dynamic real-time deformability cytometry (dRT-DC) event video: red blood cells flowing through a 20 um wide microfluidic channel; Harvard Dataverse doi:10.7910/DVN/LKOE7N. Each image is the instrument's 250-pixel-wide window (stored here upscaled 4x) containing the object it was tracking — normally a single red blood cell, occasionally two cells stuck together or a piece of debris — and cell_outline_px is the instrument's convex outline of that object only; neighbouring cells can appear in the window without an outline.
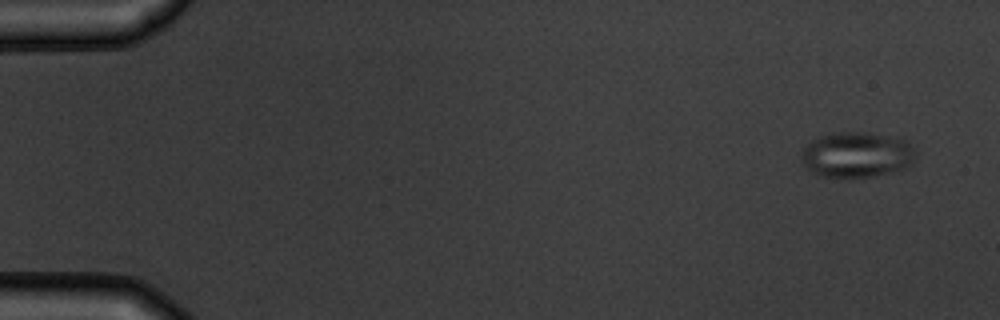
{"species": "common noctule bat (a hibernating species)", "species_latin": "Nyctalus noctula", "temperature_condition": "warm", "stored_images_in_passage": 7, "camera_frame_rate_fps": 3000, "um_per_image_px": 0.085, "animal": {"sex": "male", "body_mass_g": 19.5, "forearm_length_mm": 54.6}, "frame": {"image": 1, "passage_image": 1, "time_ms": 0.0, "image_size_px": [1000, 320], "cell_outline_px": [[916, 156], [904, 168], [892, 172], [872, 176], [848, 180], [820, 176], [812, 172], [804, 164], [800, 152], [812, 140], [820, 136], [832, 132], [868, 132], [908, 140]], "centroid_in_image_um": [72.79, 13.17], "position_along_channel_um": 12.2, "area_um2": 30.69}}